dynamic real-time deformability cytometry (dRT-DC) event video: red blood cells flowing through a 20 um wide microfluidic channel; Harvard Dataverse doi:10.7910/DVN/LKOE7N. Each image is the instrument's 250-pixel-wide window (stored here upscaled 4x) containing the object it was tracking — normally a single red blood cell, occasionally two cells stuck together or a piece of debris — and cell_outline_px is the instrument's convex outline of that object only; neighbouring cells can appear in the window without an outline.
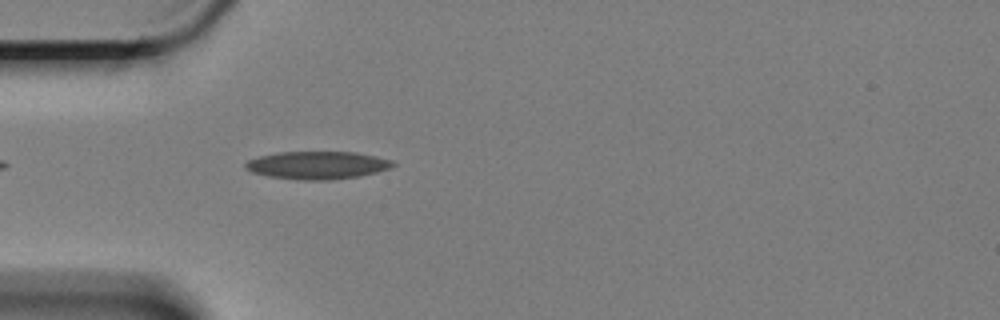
{"species": "Egyptian fruit bat (a non-hibernating species)", "species_latin": "Rousettus aegyptiacus", "temperature_condition": "cold", "stored_images_in_passage": 12, "camera_frame_rate_fps": 3000, "um_per_image_px": 0.085, "animal": {"sex": "female"}, "frame": {"image": 1, "passage_image": 1, "time_ms": 0.0, "image_size_px": [1000, 320], "cell_outline_px": [[396, 164], [392, 168], [360, 176], [332, 180], [300, 180], [268, 176], [252, 172], [244, 168], [244, 164], [248, 160], [260, 156], [280, 152], [356, 152], [376, 156], [392, 160]], "centroid_in_image_um": [27.0, 14.04], "position_along_channel_um": 58.0, "area_um2": 23.99}}
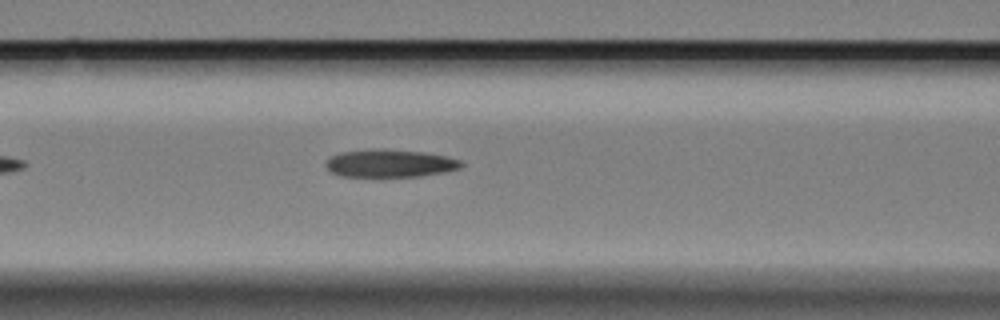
{"frame": {"image": 2, "passage_image": 8, "time_ms": 2.333, "image_size_px": [1000, 320], "cell_outline_px": [[464, 164], [460, 168], [444, 172], [420, 176], [380, 180], [340, 176], [332, 172], [324, 164], [332, 156], [344, 152], [424, 152], [444, 156], [460, 160]], "centroid_in_image_um": [33.15, 14.0], "position_along_channel_um": 133.4, "area_um2": 21.62}}
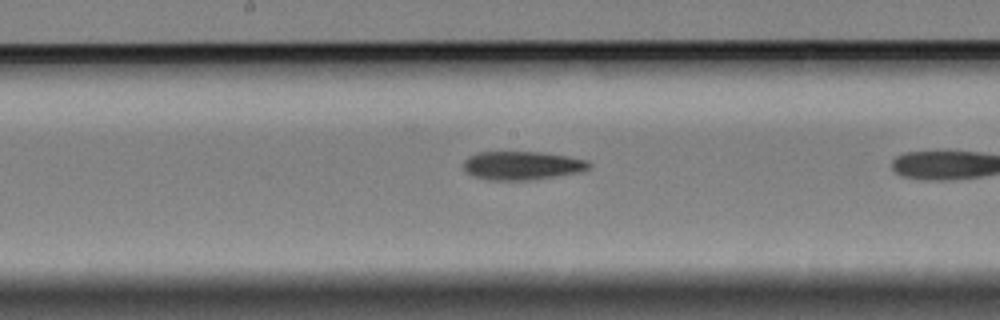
{"frame": {"image": 3, "passage_image": 11, "time_ms": 3.333, "image_size_px": [1000, 320], "cell_outline_px": [[592, 164], [588, 168], [580, 172], [532, 180], [488, 180], [476, 176], [468, 172], [464, 168], [464, 160], [468, 156], [476, 152], [540, 152], [588, 160]], "centroid_in_image_um": [44.37, 14.07], "position_along_channel_um": 203.8, "area_um2": 20.75}}